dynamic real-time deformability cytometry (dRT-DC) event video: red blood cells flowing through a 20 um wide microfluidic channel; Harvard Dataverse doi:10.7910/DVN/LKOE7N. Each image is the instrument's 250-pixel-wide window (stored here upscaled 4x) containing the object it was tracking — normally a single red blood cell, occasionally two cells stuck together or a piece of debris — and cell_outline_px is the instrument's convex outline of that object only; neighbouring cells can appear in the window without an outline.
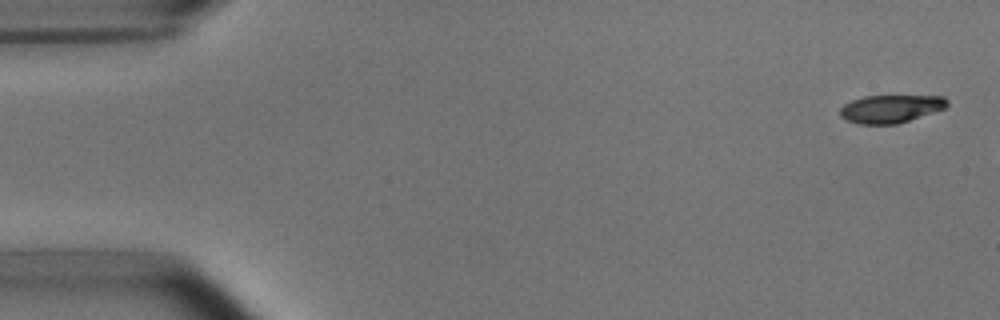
{"species": "common noctule bat (a hibernating species)", "species_latin": "Nyctalus noctula", "temperature_condition": "room temperature", "stored_images_in_passage": 5, "camera_frame_rate_fps": 3000, "um_per_image_px": 0.085, "animal": {"sex": "male", "body_mass_g": 15.6}, "frame": {"image": 1, "passage_image": 1, "time_ms": 0.0, "image_size_px": [1000, 320], "cell_outline_px": [[948, 104], [944, 108], [896, 124], [860, 124], [844, 120], [840, 116], [840, 108], [844, 104], [852, 100], [864, 96], [944, 96], [948, 100]], "centroid_in_image_um": [75.66, 9.24], "position_along_channel_um": 9.3, "area_um2": 17.28}}
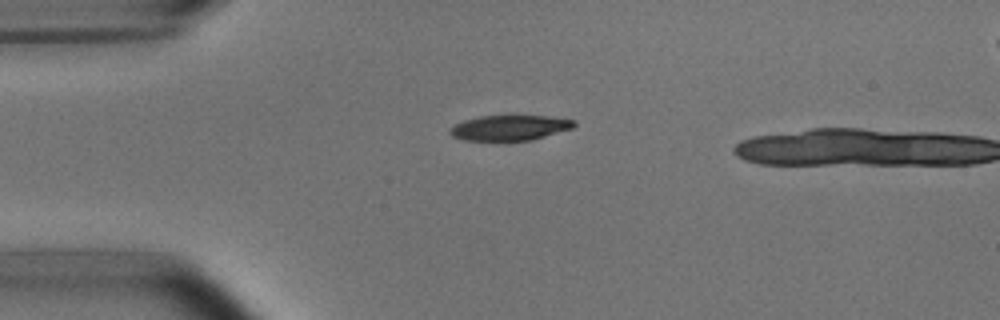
{"frame": {"image": 2, "passage_image": 4, "time_ms": 3.667, "image_size_px": [1000, 320], "cell_outline_px": [[576, 124], [572, 128], [532, 140], [464, 140], [452, 136], [448, 132], [456, 124], [464, 120], [480, 116], [548, 116], [576, 120]], "centroid_in_image_um": [43.34, 10.85], "position_along_channel_um": 41.7, "area_um2": 18.03}}